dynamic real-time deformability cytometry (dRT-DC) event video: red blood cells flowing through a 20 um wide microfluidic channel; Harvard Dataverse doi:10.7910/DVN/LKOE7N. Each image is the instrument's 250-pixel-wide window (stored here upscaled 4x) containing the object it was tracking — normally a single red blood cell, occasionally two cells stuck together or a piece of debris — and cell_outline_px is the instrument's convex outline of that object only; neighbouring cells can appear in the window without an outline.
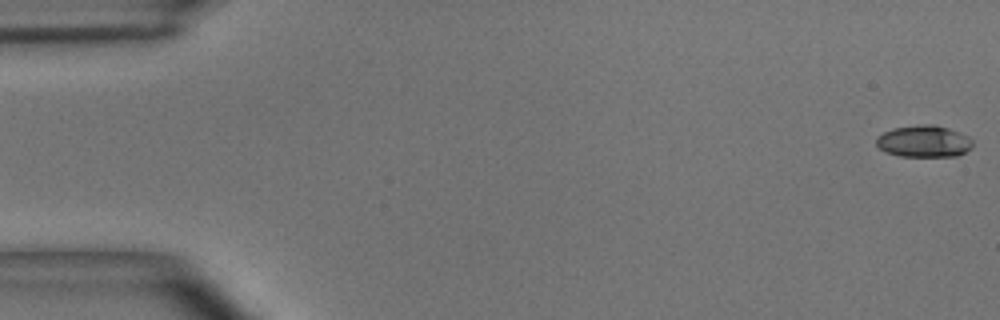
{"species": "common noctule bat (a hibernating species)", "species_latin": "Nyctalus noctula", "temperature_condition": "room temperature", "stored_images_in_passage": 55, "camera_frame_rate_fps": 3000, "um_per_image_px": 0.085, "animal": {"sex": "male", "body_mass_g": 15.6}, "frame": {"image": 1, "passage_image": 1, "time_ms": 0.0, "image_size_px": [1000, 320], "cell_outline_px": [[972, 148], [956, 156], [900, 156], [884, 152], [876, 144], [876, 136], [892, 128], [920, 124], [932, 124], [948, 128], [960, 132], [968, 136], [972, 140]], "centroid_in_image_um": [78.51, 12.0], "position_along_channel_um": 6.5, "area_um2": 17.98}}
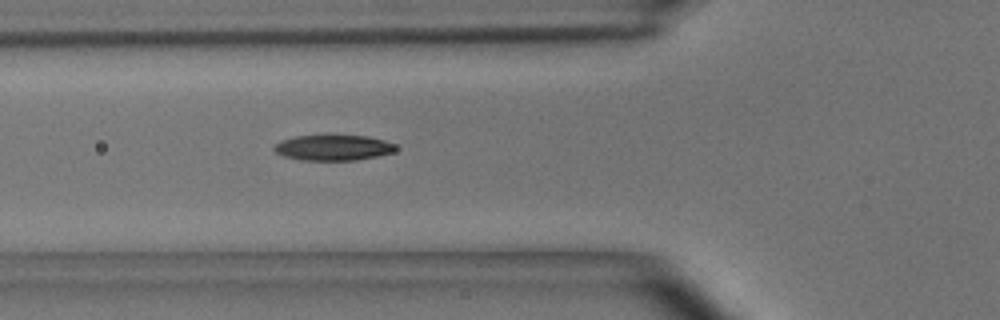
{"frame": {"image": 2, "passage_image": 20, "time_ms": 6.333, "image_size_px": [1000, 320], "cell_outline_px": [[396, 152], [356, 160], [300, 160], [284, 156], [276, 152], [272, 148], [280, 140], [296, 136], [324, 132], [368, 136], [384, 140], [396, 144]], "centroid_in_image_um": [28.32, 12.49], "position_along_channel_um": 97.5, "area_um2": 19.07}}
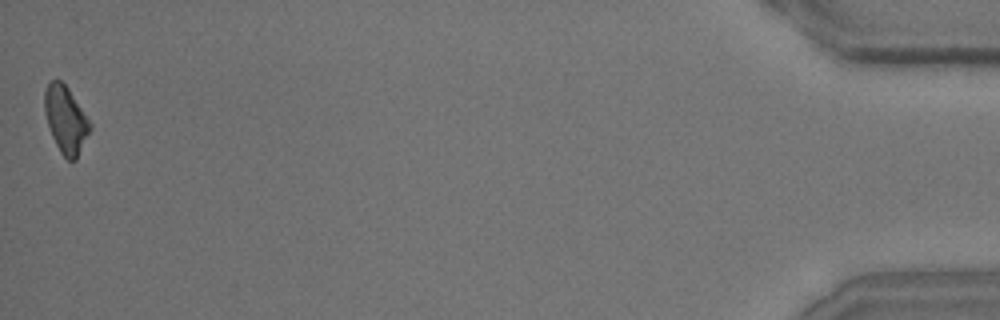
{"frame": {"image": 3, "passage_image": 55, "time_ms": 18.0, "image_size_px": [1000, 320], "cell_outline_px": [[92, 128], [76, 160], [68, 160], [60, 152], [52, 136], [44, 112], [44, 92], [48, 84], [52, 80], [60, 80], [68, 88], [92, 124]], "centroid_in_image_um": [5.59, 10.18], "position_along_channel_um": 429.6, "area_um2": 17.63}, "authors_computed_cell_mechanics": {"area_um2": 18.0914, "velocity_mm_per_s": 3.6361, "shape_relaxation_time_tau1_ms": 3.803, "shape_relaxation_time_tau2_ms": 2.8736, "deformation_change_tau1": 0.1508, "deformation_change_tau2": 0.097}}